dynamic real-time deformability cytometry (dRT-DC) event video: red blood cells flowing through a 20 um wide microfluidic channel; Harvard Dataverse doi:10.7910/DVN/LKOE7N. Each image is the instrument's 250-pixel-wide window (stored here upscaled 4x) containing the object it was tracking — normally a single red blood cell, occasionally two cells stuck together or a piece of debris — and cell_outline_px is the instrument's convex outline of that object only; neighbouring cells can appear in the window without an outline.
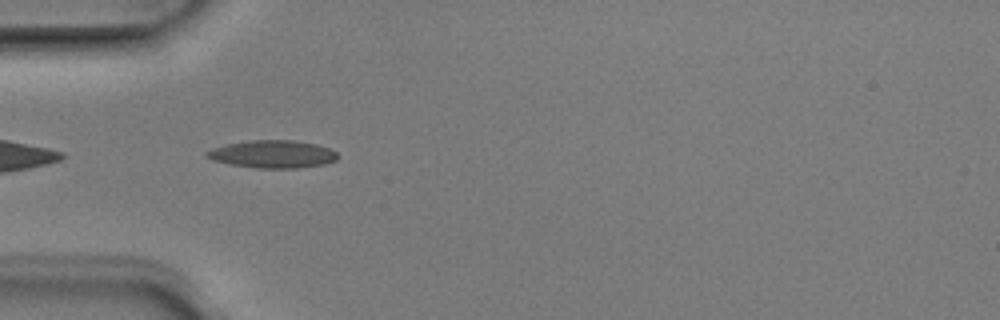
{"species": "Egyptian fruit bat (a non-hibernating species)", "species_latin": "Rousettus aegyptiacus", "temperature_condition": "room temperature", "stored_images_in_passage": 33, "camera_frame_rate_fps": 3000, "um_per_image_px": 0.085, "animal": {"sex": "male"}, "frame": {"image": 1, "passage_image": 2, "time_ms": 0.333, "image_size_px": [1000, 320], "cell_outline_px": [[340, 156], [336, 160], [324, 164], [296, 168], [256, 168], [228, 164], [212, 160], [204, 156], [204, 152], [212, 148], [228, 144], [252, 140], [292, 140], [316, 144], [328, 148], [336, 152]], "centroid_in_image_um": [23.15, 13.11], "position_along_channel_um": 61.9, "area_um2": 21.15}}
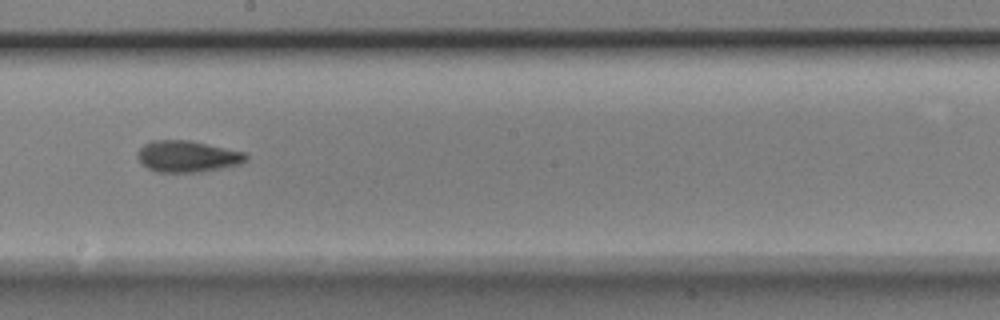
{"frame": {"image": 2, "passage_image": 15, "time_ms": 4.667, "image_size_px": [1000, 320], "cell_outline_px": [[248, 160], [240, 164], [204, 172], [156, 172], [140, 164], [136, 156], [136, 152], [144, 144], [152, 140], [192, 140], [248, 152]], "centroid_in_image_um": [15.95, 13.29], "position_along_channel_um": 232.2, "area_um2": 20.46}}
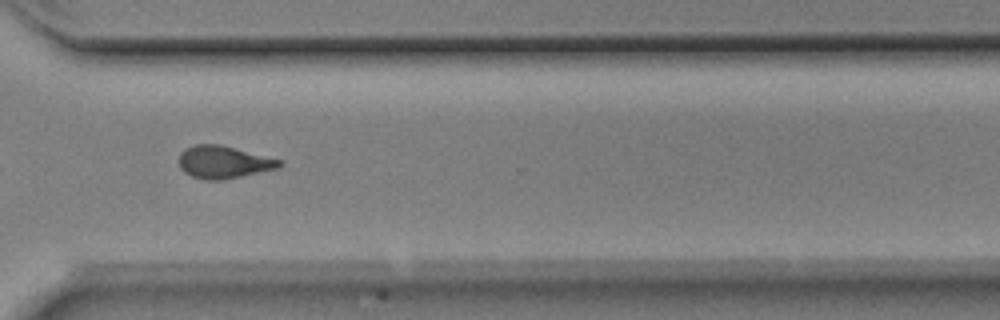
{"frame": {"image": 3, "passage_image": 24, "time_ms": 7.667, "image_size_px": [1000, 320], "cell_outline_px": [[284, 164], [280, 168], [224, 180], [204, 180], [192, 176], [184, 172], [180, 168], [180, 152], [184, 148], [196, 144], [220, 144], [280, 160]], "centroid_in_image_um": [19.0, 13.79], "position_along_channel_um": 351.6, "area_um2": 19.07}, "authors_computed_cell_mechanics": {"area_um2": 19.363, "velocity_mm_per_s": 3.9771, "shape_relaxation_time_tau1_ms": 6.0136, "shape_relaxation_time_tau2_ms": 3.1195, "deformation_change_tau1": 0.1664, "deformation_change_tau2": 0.1116}}